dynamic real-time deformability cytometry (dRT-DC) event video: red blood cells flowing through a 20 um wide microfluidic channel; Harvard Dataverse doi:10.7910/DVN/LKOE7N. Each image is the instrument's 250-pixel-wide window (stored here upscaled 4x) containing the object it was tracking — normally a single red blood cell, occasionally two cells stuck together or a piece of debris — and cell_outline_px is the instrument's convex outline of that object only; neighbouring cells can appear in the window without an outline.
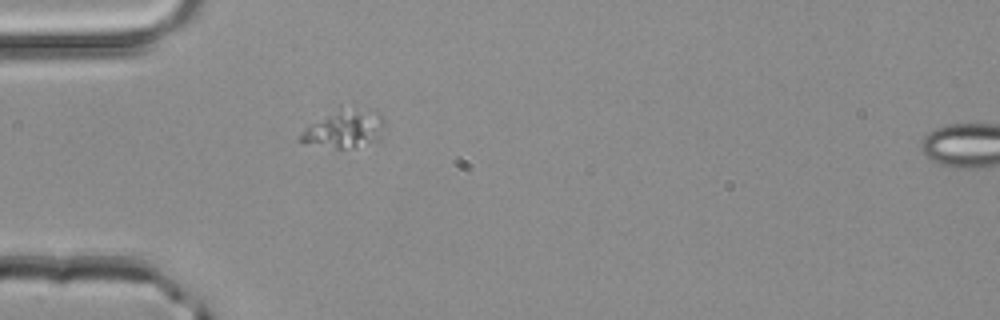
{"species": "common noctule bat (a hibernating species)", "species_latin": "Nyctalus noctula", "temperature_condition": "room temperature", "stored_images_in_passage": 2, "segment_of_instrument_passage": [1, 2], "camera_frame_rate_fps": 3000, "um_per_image_px": 0.085, "animal": {"sex": "male", "body_mass_g": 20.4}, "frame": {"image": 1, "passage_image": 1, "time_ms": 0.0, "image_size_px": [1000, 320], "cell_outline_px": [[384, 124], [376, 140], [356, 148], [336, 148], [304, 144], [300, 140], [300, 136], [312, 124], [340, 104], [352, 100], [380, 112], [384, 116]], "centroid_in_image_um": [29.35, 10.81], "position_along_channel_um": 55.6, "area_um2": 19.77}}